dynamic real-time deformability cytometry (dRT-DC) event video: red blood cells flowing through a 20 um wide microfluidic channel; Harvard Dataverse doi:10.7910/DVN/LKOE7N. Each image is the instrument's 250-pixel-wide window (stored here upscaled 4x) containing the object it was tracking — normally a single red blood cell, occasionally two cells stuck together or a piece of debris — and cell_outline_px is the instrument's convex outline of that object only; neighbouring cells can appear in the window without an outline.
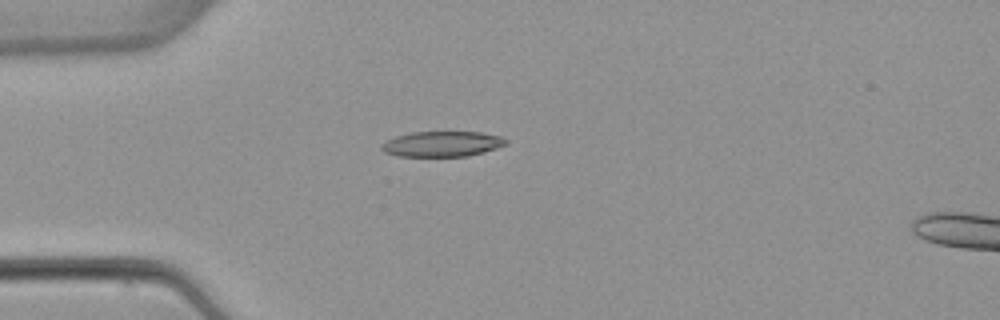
{"species": "common noctule bat (a hibernating species)", "species_latin": "Nyctalus noctula", "temperature_condition": "warm", "stored_images_in_passage": 2, "camera_frame_rate_fps": 3000, "um_per_image_px": 0.085, "animal": {"sex": "female", "body_mass_g": 22.7, "forearm_length_mm": 54.2}, "frame": {"image": 1, "passage_image": 2, "time_ms": 2.333, "image_size_px": [1000, 320], "cell_outline_px": [[508, 144], [484, 152], [468, 156], [396, 156], [384, 152], [380, 148], [380, 144], [396, 136], [412, 132], [480, 132], [500, 136], [508, 140]], "centroid_in_image_um": [37.58, 12.24], "position_along_channel_um": 47.4, "area_um2": 18.44}}